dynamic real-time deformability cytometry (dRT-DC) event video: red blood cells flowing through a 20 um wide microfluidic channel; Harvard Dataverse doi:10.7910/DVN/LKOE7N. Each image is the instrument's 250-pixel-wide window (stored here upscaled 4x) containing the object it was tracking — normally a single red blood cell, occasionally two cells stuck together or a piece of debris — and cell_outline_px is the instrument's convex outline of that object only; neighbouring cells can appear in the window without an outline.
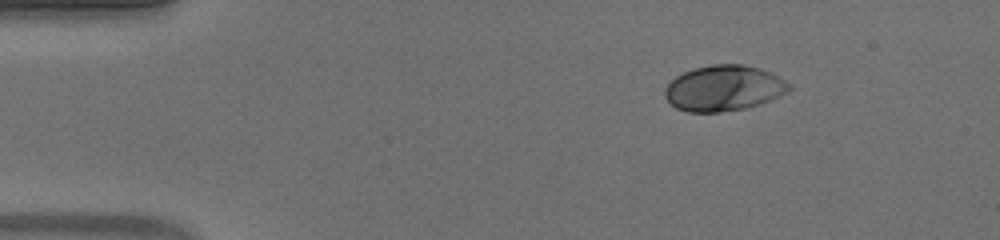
{"species": "human", "species_latin": "Homo sapiens", "temperature_condition": "warm", "stored_images_in_passage": 46, "camera_frame_rate_fps": 3000, "um_per_image_px": 0.085, "donor": {"sex": "male"}, "frame": {"image": 1, "passage_image": 1, "time_ms": 0.0, "image_size_px": [1000, 240], "cell_outline_px": [[792, 88], [788, 92], [760, 104], [744, 108], [720, 112], [688, 112], [676, 108], [664, 96], [664, 88], [676, 76], [692, 68], [712, 64], [744, 64], [760, 68], [784, 80]], "centroid_in_image_um": [61.49, 7.49], "position_along_channel_um": 23.5, "area_um2": 32.95}}
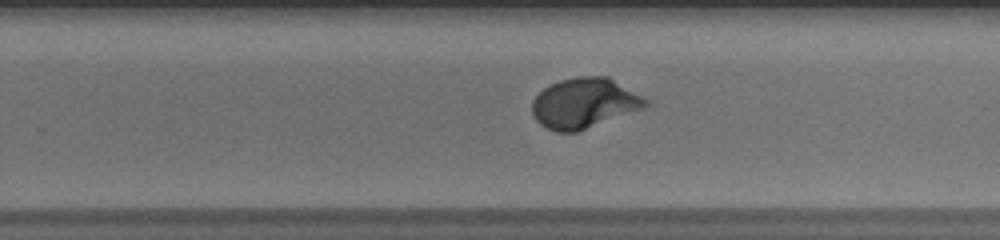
{"frame": {"image": 2, "passage_image": 27, "time_ms": 8.667, "image_size_px": [1000, 240], "cell_outline_px": [[652, 104], [644, 108], [576, 132], [556, 132], [540, 124], [536, 120], [532, 112], [532, 100], [544, 88], [560, 80], [576, 76], [608, 76], [652, 100]], "centroid_in_image_um": [49.72, 8.75], "position_along_channel_um": 280.1, "area_um2": 33.41}}
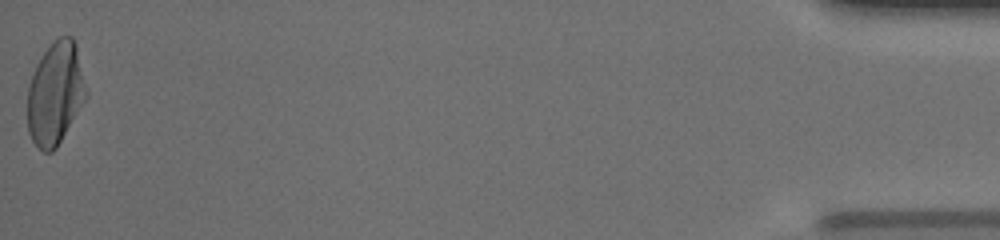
{"frame": {"image": 3, "passage_image": 46, "time_ms": 15.0, "image_size_px": [1000, 240], "cell_outline_px": [[88, 96], [56, 148], [52, 152], [44, 152], [32, 140], [28, 132], [28, 88], [36, 64], [52, 40], [60, 36], [72, 36], [76, 44], [88, 92]], "centroid_in_image_um": [4.72, 7.92], "position_along_channel_um": 430.5, "area_um2": 35.14}, "authors_computed_cell_mechanics": {"area_um2": 32.2524, "velocity_mm_per_s": 3.9084, "shape_relaxation_time_tau1_ms": 2.7917, "shape_relaxation_time_tau2_ms": null, "deformation_change_tau1": 0.1698, "deformation_change_tau2": null}}